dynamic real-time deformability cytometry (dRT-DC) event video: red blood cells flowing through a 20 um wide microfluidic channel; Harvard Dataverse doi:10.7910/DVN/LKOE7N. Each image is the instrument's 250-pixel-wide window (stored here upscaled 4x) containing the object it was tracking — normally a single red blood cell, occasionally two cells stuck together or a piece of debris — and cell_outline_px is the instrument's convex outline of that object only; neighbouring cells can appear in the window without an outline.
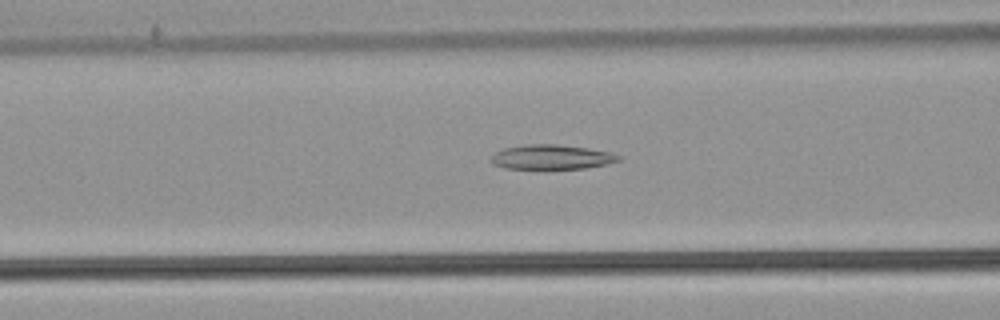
{"species": "common noctule bat (a hibernating species)", "species_latin": "Nyctalus noctula", "temperature_condition": "warm", "stored_images_in_passage": 35, "camera_frame_rate_fps": 3000, "um_per_image_px": 0.085, "animal": {"sex": "male", "body_mass_g": 21.5, "forearm_length_mm": 52.0}, "frame": {"image": 1, "passage_image": 13, "time_ms": 4.0, "image_size_px": [1000, 320], "cell_outline_px": [[620, 160], [608, 164], [584, 168], [544, 172], [504, 168], [492, 164], [492, 156], [496, 152], [504, 148], [532, 144], [556, 144], [588, 148], [612, 152], [620, 156]], "centroid_in_image_um": [46.88, 13.41], "position_along_channel_um": 119.7, "area_um2": 19.19}}
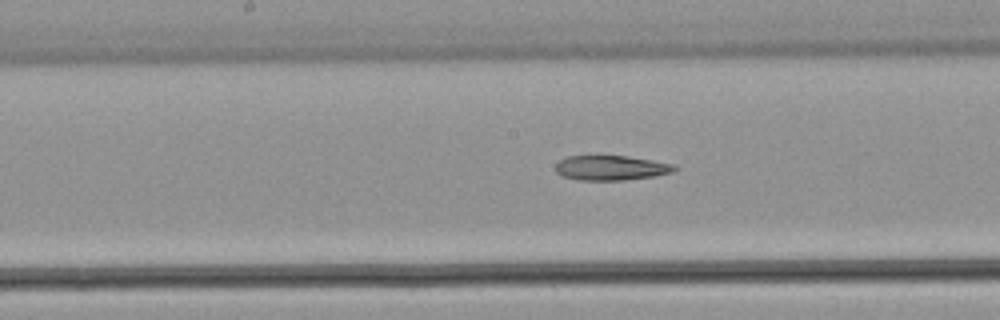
{"frame": {"image": 2, "passage_image": 19, "time_ms": 6.0, "image_size_px": [1000, 320], "cell_outline_px": [[676, 168], [672, 172], [652, 176], [624, 180], [576, 180], [560, 176], [556, 172], [556, 164], [560, 160], [568, 156], [628, 156], [652, 160], [672, 164]], "centroid_in_image_um": [51.87, 14.27], "position_along_channel_um": 196.3, "area_um2": 17.05}}
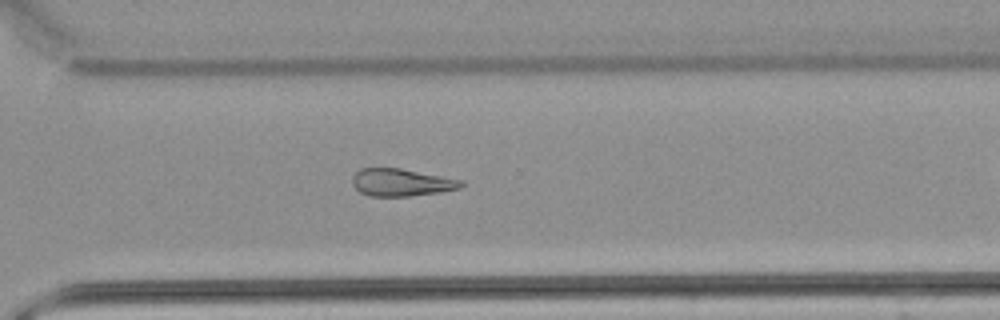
{"frame": {"image": 3, "passage_image": 30, "time_ms": 9.667, "image_size_px": [1000, 320], "cell_outline_px": [[464, 184], [460, 188], [440, 192], [408, 196], [368, 196], [360, 192], [352, 184], [352, 176], [360, 168], [400, 168], [464, 180]], "centroid_in_image_um": [34.11, 15.5], "position_along_channel_um": 336.5, "area_um2": 17.46}}